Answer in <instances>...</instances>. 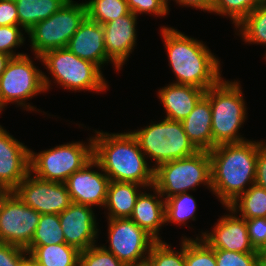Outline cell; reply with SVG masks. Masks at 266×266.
Listing matches in <instances>:
<instances>
[{
    "label": "cell",
    "mask_w": 266,
    "mask_h": 266,
    "mask_svg": "<svg viewBox=\"0 0 266 266\" xmlns=\"http://www.w3.org/2000/svg\"><path fill=\"white\" fill-rule=\"evenodd\" d=\"M160 35L167 52L173 83L208 90L223 77L221 62L203 41L187 36L174 27L162 25Z\"/></svg>",
    "instance_id": "obj_1"
},
{
    "label": "cell",
    "mask_w": 266,
    "mask_h": 266,
    "mask_svg": "<svg viewBox=\"0 0 266 266\" xmlns=\"http://www.w3.org/2000/svg\"><path fill=\"white\" fill-rule=\"evenodd\" d=\"M266 140L216 145L211 160V192L222 206H229L255 184L258 148Z\"/></svg>",
    "instance_id": "obj_2"
},
{
    "label": "cell",
    "mask_w": 266,
    "mask_h": 266,
    "mask_svg": "<svg viewBox=\"0 0 266 266\" xmlns=\"http://www.w3.org/2000/svg\"><path fill=\"white\" fill-rule=\"evenodd\" d=\"M93 158L110 181L133 182L150 187L154 184V168L130 131L109 133L94 130Z\"/></svg>",
    "instance_id": "obj_3"
},
{
    "label": "cell",
    "mask_w": 266,
    "mask_h": 266,
    "mask_svg": "<svg viewBox=\"0 0 266 266\" xmlns=\"http://www.w3.org/2000/svg\"><path fill=\"white\" fill-rule=\"evenodd\" d=\"M223 79L205 91V96L210 101L211 128L216 145L248 140L240 134V128L248 120L241 83L238 79Z\"/></svg>",
    "instance_id": "obj_4"
},
{
    "label": "cell",
    "mask_w": 266,
    "mask_h": 266,
    "mask_svg": "<svg viewBox=\"0 0 266 266\" xmlns=\"http://www.w3.org/2000/svg\"><path fill=\"white\" fill-rule=\"evenodd\" d=\"M35 56L42 62L56 86L69 91H90L101 93L109 89L108 81L102 70L94 63L83 60L68 48H59Z\"/></svg>",
    "instance_id": "obj_5"
},
{
    "label": "cell",
    "mask_w": 266,
    "mask_h": 266,
    "mask_svg": "<svg viewBox=\"0 0 266 266\" xmlns=\"http://www.w3.org/2000/svg\"><path fill=\"white\" fill-rule=\"evenodd\" d=\"M143 127L130 132L147 160H151L150 165L154 161V169L162 163L186 158L199 151L188 138L181 121L163 118L159 123L151 121Z\"/></svg>",
    "instance_id": "obj_6"
},
{
    "label": "cell",
    "mask_w": 266,
    "mask_h": 266,
    "mask_svg": "<svg viewBox=\"0 0 266 266\" xmlns=\"http://www.w3.org/2000/svg\"><path fill=\"white\" fill-rule=\"evenodd\" d=\"M33 61L28 53L9 60L0 76V99L6 107L15 104L28 112L47 114L28 102L38 94H45L52 86L49 75L36 67Z\"/></svg>",
    "instance_id": "obj_7"
},
{
    "label": "cell",
    "mask_w": 266,
    "mask_h": 266,
    "mask_svg": "<svg viewBox=\"0 0 266 266\" xmlns=\"http://www.w3.org/2000/svg\"><path fill=\"white\" fill-rule=\"evenodd\" d=\"M200 185L211 192L209 151H198L192 156L162 163L154 169L153 186L164 199L195 191Z\"/></svg>",
    "instance_id": "obj_8"
},
{
    "label": "cell",
    "mask_w": 266,
    "mask_h": 266,
    "mask_svg": "<svg viewBox=\"0 0 266 266\" xmlns=\"http://www.w3.org/2000/svg\"><path fill=\"white\" fill-rule=\"evenodd\" d=\"M92 158V136L87 142H67L38 153L30 150V173L42 180L64 183Z\"/></svg>",
    "instance_id": "obj_9"
},
{
    "label": "cell",
    "mask_w": 266,
    "mask_h": 266,
    "mask_svg": "<svg viewBox=\"0 0 266 266\" xmlns=\"http://www.w3.org/2000/svg\"><path fill=\"white\" fill-rule=\"evenodd\" d=\"M87 17L84 2H65L49 18L27 31L31 51L36 56L59 48H67L70 38Z\"/></svg>",
    "instance_id": "obj_10"
},
{
    "label": "cell",
    "mask_w": 266,
    "mask_h": 266,
    "mask_svg": "<svg viewBox=\"0 0 266 266\" xmlns=\"http://www.w3.org/2000/svg\"><path fill=\"white\" fill-rule=\"evenodd\" d=\"M106 220L109 247L101 245L125 266L145 264L156 240L130 218Z\"/></svg>",
    "instance_id": "obj_11"
},
{
    "label": "cell",
    "mask_w": 266,
    "mask_h": 266,
    "mask_svg": "<svg viewBox=\"0 0 266 266\" xmlns=\"http://www.w3.org/2000/svg\"><path fill=\"white\" fill-rule=\"evenodd\" d=\"M41 214L9 191L0 204V243L26 249L34 236Z\"/></svg>",
    "instance_id": "obj_12"
},
{
    "label": "cell",
    "mask_w": 266,
    "mask_h": 266,
    "mask_svg": "<svg viewBox=\"0 0 266 266\" xmlns=\"http://www.w3.org/2000/svg\"><path fill=\"white\" fill-rule=\"evenodd\" d=\"M12 192L40 214H60L72 203L65 183L46 181L29 173Z\"/></svg>",
    "instance_id": "obj_13"
},
{
    "label": "cell",
    "mask_w": 266,
    "mask_h": 266,
    "mask_svg": "<svg viewBox=\"0 0 266 266\" xmlns=\"http://www.w3.org/2000/svg\"><path fill=\"white\" fill-rule=\"evenodd\" d=\"M229 213L219 217L211 231H200L195 238H201L210 248L240 253H259L249 239L245 219L229 206H224ZM200 235V236H199Z\"/></svg>",
    "instance_id": "obj_14"
},
{
    "label": "cell",
    "mask_w": 266,
    "mask_h": 266,
    "mask_svg": "<svg viewBox=\"0 0 266 266\" xmlns=\"http://www.w3.org/2000/svg\"><path fill=\"white\" fill-rule=\"evenodd\" d=\"M94 168L96 169L93 170ZM64 183L72 202L93 208H104L110 179L94 158L79 171L74 172Z\"/></svg>",
    "instance_id": "obj_15"
},
{
    "label": "cell",
    "mask_w": 266,
    "mask_h": 266,
    "mask_svg": "<svg viewBox=\"0 0 266 266\" xmlns=\"http://www.w3.org/2000/svg\"><path fill=\"white\" fill-rule=\"evenodd\" d=\"M93 207L72 202L59 214L65 243L83 251L98 243L99 223Z\"/></svg>",
    "instance_id": "obj_16"
},
{
    "label": "cell",
    "mask_w": 266,
    "mask_h": 266,
    "mask_svg": "<svg viewBox=\"0 0 266 266\" xmlns=\"http://www.w3.org/2000/svg\"><path fill=\"white\" fill-rule=\"evenodd\" d=\"M30 148L0 128V186L12 191L30 173Z\"/></svg>",
    "instance_id": "obj_17"
},
{
    "label": "cell",
    "mask_w": 266,
    "mask_h": 266,
    "mask_svg": "<svg viewBox=\"0 0 266 266\" xmlns=\"http://www.w3.org/2000/svg\"><path fill=\"white\" fill-rule=\"evenodd\" d=\"M132 12L102 25L107 56L122 70L136 49L137 18Z\"/></svg>",
    "instance_id": "obj_18"
},
{
    "label": "cell",
    "mask_w": 266,
    "mask_h": 266,
    "mask_svg": "<svg viewBox=\"0 0 266 266\" xmlns=\"http://www.w3.org/2000/svg\"><path fill=\"white\" fill-rule=\"evenodd\" d=\"M67 48L79 58L96 64L101 70L106 64H113L118 73L121 70L107 56L102 25L87 17L70 38Z\"/></svg>",
    "instance_id": "obj_19"
},
{
    "label": "cell",
    "mask_w": 266,
    "mask_h": 266,
    "mask_svg": "<svg viewBox=\"0 0 266 266\" xmlns=\"http://www.w3.org/2000/svg\"><path fill=\"white\" fill-rule=\"evenodd\" d=\"M149 190L153 193L146 192ZM130 219L156 241H162L159 231L166 224L165 199L154 186L140 192Z\"/></svg>",
    "instance_id": "obj_20"
},
{
    "label": "cell",
    "mask_w": 266,
    "mask_h": 266,
    "mask_svg": "<svg viewBox=\"0 0 266 266\" xmlns=\"http://www.w3.org/2000/svg\"><path fill=\"white\" fill-rule=\"evenodd\" d=\"M205 95V90L190 85L170 82L157 91L166 119L183 121Z\"/></svg>",
    "instance_id": "obj_21"
},
{
    "label": "cell",
    "mask_w": 266,
    "mask_h": 266,
    "mask_svg": "<svg viewBox=\"0 0 266 266\" xmlns=\"http://www.w3.org/2000/svg\"><path fill=\"white\" fill-rule=\"evenodd\" d=\"M190 141L199 151H211L216 144L212 135V113L209 99L204 95L189 115L181 121Z\"/></svg>",
    "instance_id": "obj_22"
},
{
    "label": "cell",
    "mask_w": 266,
    "mask_h": 266,
    "mask_svg": "<svg viewBox=\"0 0 266 266\" xmlns=\"http://www.w3.org/2000/svg\"><path fill=\"white\" fill-rule=\"evenodd\" d=\"M142 189L146 187L137 183L110 181L104 206L106 219L130 218Z\"/></svg>",
    "instance_id": "obj_23"
},
{
    "label": "cell",
    "mask_w": 266,
    "mask_h": 266,
    "mask_svg": "<svg viewBox=\"0 0 266 266\" xmlns=\"http://www.w3.org/2000/svg\"><path fill=\"white\" fill-rule=\"evenodd\" d=\"M33 266H79L80 251L66 243L27 247Z\"/></svg>",
    "instance_id": "obj_24"
},
{
    "label": "cell",
    "mask_w": 266,
    "mask_h": 266,
    "mask_svg": "<svg viewBox=\"0 0 266 266\" xmlns=\"http://www.w3.org/2000/svg\"><path fill=\"white\" fill-rule=\"evenodd\" d=\"M18 22L24 31L49 18L65 3L64 0H15Z\"/></svg>",
    "instance_id": "obj_25"
},
{
    "label": "cell",
    "mask_w": 266,
    "mask_h": 266,
    "mask_svg": "<svg viewBox=\"0 0 266 266\" xmlns=\"http://www.w3.org/2000/svg\"><path fill=\"white\" fill-rule=\"evenodd\" d=\"M236 35L245 44H261L266 47V0H263L236 27ZM266 57L265 56L263 58Z\"/></svg>",
    "instance_id": "obj_26"
},
{
    "label": "cell",
    "mask_w": 266,
    "mask_h": 266,
    "mask_svg": "<svg viewBox=\"0 0 266 266\" xmlns=\"http://www.w3.org/2000/svg\"><path fill=\"white\" fill-rule=\"evenodd\" d=\"M229 207L245 220L266 217V190L253 184Z\"/></svg>",
    "instance_id": "obj_27"
},
{
    "label": "cell",
    "mask_w": 266,
    "mask_h": 266,
    "mask_svg": "<svg viewBox=\"0 0 266 266\" xmlns=\"http://www.w3.org/2000/svg\"><path fill=\"white\" fill-rule=\"evenodd\" d=\"M190 193H180L165 199V226L173 223L185 226L196 221L197 203Z\"/></svg>",
    "instance_id": "obj_28"
},
{
    "label": "cell",
    "mask_w": 266,
    "mask_h": 266,
    "mask_svg": "<svg viewBox=\"0 0 266 266\" xmlns=\"http://www.w3.org/2000/svg\"><path fill=\"white\" fill-rule=\"evenodd\" d=\"M84 3L87 18L101 25L130 12L127 0H88Z\"/></svg>",
    "instance_id": "obj_29"
},
{
    "label": "cell",
    "mask_w": 266,
    "mask_h": 266,
    "mask_svg": "<svg viewBox=\"0 0 266 266\" xmlns=\"http://www.w3.org/2000/svg\"><path fill=\"white\" fill-rule=\"evenodd\" d=\"M65 243L58 214H41L34 236L28 247Z\"/></svg>",
    "instance_id": "obj_30"
},
{
    "label": "cell",
    "mask_w": 266,
    "mask_h": 266,
    "mask_svg": "<svg viewBox=\"0 0 266 266\" xmlns=\"http://www.w3.org/2000/svg\"><path fill=\"white\" fill-rule=\"evenodd\" d=\"M179 250L165 241H156L146 258L147 266H185V238H181Z\"/></svg>",
    "instance_id": "obj_31"
},
{
    "label": "cell",
    "mask_w": 266,
    "mask_h": 266,
    "mask_svg": "<svg viewBox=\"0 0 266 266\" xmlns=\"http://www.w3.org/2000/svg\"><path fill=\"white\" fill-rule=\"evenodd\" d=\"M263 0H214L211 13L229 18L237 26Z\"/></svg>",
    "instance_id": "obj_32"
},
{
    "label": "cell",
    "mask_w": 266,
    "mask_h": 266,
    "mask_svg": "<svg viewBox=\"0 0 266 266\" xmlns=\"http://www.w3.org/2000/svg\"><path fill=\"white\" fill-rule=\"evenodd\" d=\"M185 238V266H217L214 249L201 238Z\"/></svg>",
    "instance_id": "obj_33"
},
{
    "label": "cell",
    "mask_w": 266,
    "mask_h": 266,
    "mask_svg": "<svg viewBox=\"0 0 266 266\" xmlns=\"http://www.w3.org/2000/svg\"><path fill=\"white\" fill-rule=\"evenodd\" d=\"M19 25L0 26V52L8 54L11 57H18L27 53L17 52L25 44L26 31ZM15 49V50H14Z\"/></svg>",
    "instance_id": "obj_34"
},
{
    "label": "cell",
    "mask_w": 266,
    "mask_h": 266,
    "mask_svg": "<svg viewBox=\"0 0 266 266\" xmlns=\"http://www.w3.org/2000/svg\"><path fill=\"white\" fill-rule=\"evenodd\" d=\"M79 266H125L102 245L95 244L80 251Z\"/></svg>",
    "instance_id": "obj_35"
},
{
    "label": "cell",
    "mask_w": 266,
    "mask_h": 266,
    "mask_svg": "<svg viewBox=\"0 0 266 266\" xmlns=\"http://www.w3.org/2000/svg\"><path fill=\"white\" fill-rule=\"evenodd\" d=\"M217 266H259V253L214 249Z\"/></svg>",
    "instance_id": "obj_36"
},
{
    "label": "cell",
    "mask_w": 266,
    "mask_h": 266,
    "mask_svg": "<svg viewBox=\"0 0 266 266\" xmlns=\"http://www.w3.org/2000/svg\"><path fill=\"white\" fill-rule=\"evenodd\" d=\"M129 11L134 15L152 14L164 17L169 14L167 0H127Z\"/></svg>",
    "instance_id": "obj_37"
},
{
    "label": "cell",
    "mask_w": 266,
    "mask_h": 266,
    "mask_svg": "<svg viewBox=\"0 0 266 266\" xmlns=\"http://www.w3.org/2000/svg\"><path fill=\"white\" fill-rule=\"evenodd\" d=\"M28 252L18 246L0 243V266H27Z\"/></svg>",
    "instance_id": "obj_38"
},
{
    "label": "cell",
    "mask_w": 266,
    "mask_h": 266,
    "mask_svg": "<svg viewBox=\"0 0 266 266\" xmlns=\"http://www.w3.org/2000/svg\"><path fill=\"white\" fill-rule=\"evenodd\" d=\"M253 248L260 252L266 245V217L245 220Z\"/></svg>",
    "instance_id": "obj_39"
},
{
    "label": "cell",
    "mask_w": 266,
    "mask_h": 266,
    "mask_svg": "<svg viewBox=\"0 0 266 266\" xmlns=\"http://www.w3.org/2000/svg\"><path fill=\"white\" fill-rule=\"evenodd\" d=\"M19 25L15 0H0V26Z\"/></svg>",
    "instance_id": "obj_40"
},
{
    "label": "cell",
    "mask_w": 266,
    "mask_h": 266,
    "mask_svg": "<svg viewBox=\"0 0 266 266\" xmlns=\"http://www.w3.org/2000/svg\"><path fill=\"white\" fill-rule=\"evenodd\" d=\"M255 184L266 190V142L258 148Z\"/></svg>",
    "instance_id": "obj_41"
},
{
    "label": "cell",
    "mask_w": 266,
    "mask_h": 266,
    "mask_svg": "<svg viewBox=\"0 0 266 266\" xmlns=\"http://www.w3.org/2000/svg\"><path fill=\"white\" fill-rule=\"evenodd\" d=\"M171 1V0H170ZM169 0H167L168 8L169 7ZM178 4L179 6L184 7H192V9L201 10L203 12L211 13L214 0H173Z\"/></svg>",
    "instance_id": "obj_42"
},
{
    "label": "cell",
    "mask_w": 266,
    "mask_h": 266,
    "mask_svg": "<svg viewBox=\"0 0 266 266\" xmlns=\"http://www.w3.org/2000/svg\"><path fill=\"white\" fill-rule=\"evenodd\" d=\"M12 57L8 54L0 52V76L5 71V68L7 66V63Z\"/></svg>",
    "instance_id": "obj_43"
},
{
    "label": "cell",
    "mask_w": 266,
    "mask_h": 266,
    "mask_svg": "<svg viewBox=\"0 0 266 266\" xmlns=\"http://www.w3.org/2000/svg\"><path fill=\"white\" fill-rule=\"evenodd\" d=\"M8 192L9 191L6 188L0 186V204Z\"/></svg>",
    "instance_id": "obj_44"
},
{
    "label": "cell",
    "mask_w": 266,
    "mask_h": 266,
    "mask_svg": "<svg viewBox=\"0 0 266 266\" xmlns=\"http://www.w3.org/2000/svg\"><path fill=\"white\" fill-rule=\"evenodd\" d=\"M259 266H266V257H259Z\"/></svg>",
    "instance_id": "obj_45"
},
{
    "label": "cell",
    "mask_w": 266,
    "mask_h": 266,
    "mask_svg": "<svg viewBox=\"0 0 266 266\" xmlns=\"http://www.w3.org/2000/svg\"><path fill=\"white\" fill-rule=\"evenodd\" d=\"M259 257H266V245L263 247V249L259 252Z\"/></svg>",
    "instance_id": "obj_46"
},
{
    "label": "cell",
    "mask_w": 266,
    "mask_h": 266,
    "mask_svg": "<svg viewBox=\"0 0 266 266\" xmlns=\"http://www.w3.org/2000/svg\"><path fill=\"white\" fill-rule=\"evenodd\" d=\"M5 108L6 106L1 102V99H0V114L2 113V111H4ZM0 128H3L2 125H0Z\"/></svg>",
    "instance_id": "obj_47"
},
{
    "label": "cell",
    "mask_w": 266,
    "mask_h": 266,
    "mask_svg": "<svg viewBox=\"0 0 266 266\" xmlns=\"http://www.w3.org/2000/svg\"><path fill=\"white\" fill-rule=\"evenodd\" d=\"M65 2H73L74 0H64Z\"/></svg>",
    "instance_id": "obj_48"
}]
</instances>
